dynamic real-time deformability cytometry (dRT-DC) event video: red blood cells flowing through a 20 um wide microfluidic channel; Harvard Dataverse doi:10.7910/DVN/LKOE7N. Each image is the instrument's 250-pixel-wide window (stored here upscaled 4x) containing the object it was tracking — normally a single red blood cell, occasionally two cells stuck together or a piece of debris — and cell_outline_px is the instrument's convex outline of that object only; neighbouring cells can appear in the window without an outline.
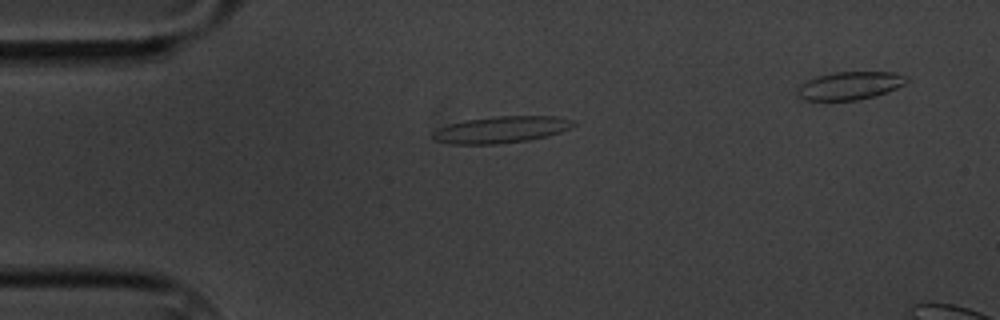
{"species": "common noctule bat (a hibernating species)", "species_latin": "Nyctalus noctula", "temperature_condition": "cold", "stored_images_in_passage": 6, "camera_frame_rate_fps": 3000, "um_per_image_px": 0.085, "animal": {"sex": "male", "body_mass_g": 20.1, "forearm_length_mm": 53.5}, "frame": {"image": 1, "passage_image": 3, "time_ms": 2.333, "image_size_px": [1000, 320], "cell_outline_px": [[576, 124], [572, 128], [548, 136], [528, 140], [492, 144], [448, 144], [432, 140], [432, 132], [448, 124], [464, 120], [496, 116], [556, 116], [572, 120]], "centroid_in_image_um": [42.58, 11.02], "position_along_channel_um": 42.4, "area_um2": 21.96}}
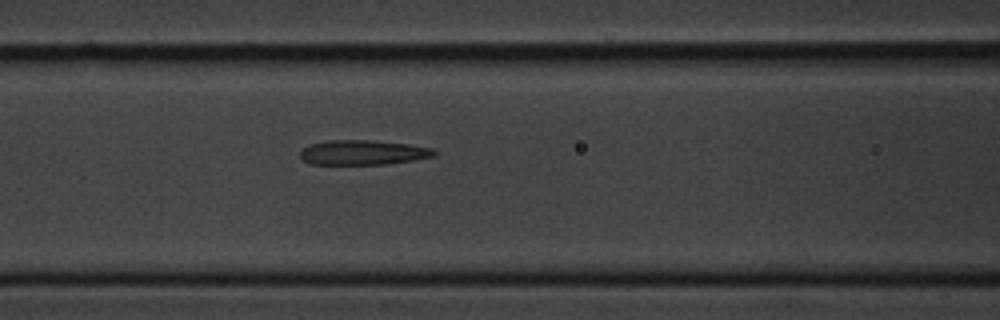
{"frame": {"image": 2, "passage_image": 6, "time_ms": 5.667, "image_size_px": [1000, 320], "cell_outline_px": [[436, 156], [412, 160], [384, 164], [308, 164], [300, 156], [300, 152], [308, 144], [328, 140], [376, 140], [408, 144], [432, 148], [436, 152]], "centroid_in_image_um": [30.83, 12.95], "position_along_channel_um": 135.8, "area_um2": 19.36}}